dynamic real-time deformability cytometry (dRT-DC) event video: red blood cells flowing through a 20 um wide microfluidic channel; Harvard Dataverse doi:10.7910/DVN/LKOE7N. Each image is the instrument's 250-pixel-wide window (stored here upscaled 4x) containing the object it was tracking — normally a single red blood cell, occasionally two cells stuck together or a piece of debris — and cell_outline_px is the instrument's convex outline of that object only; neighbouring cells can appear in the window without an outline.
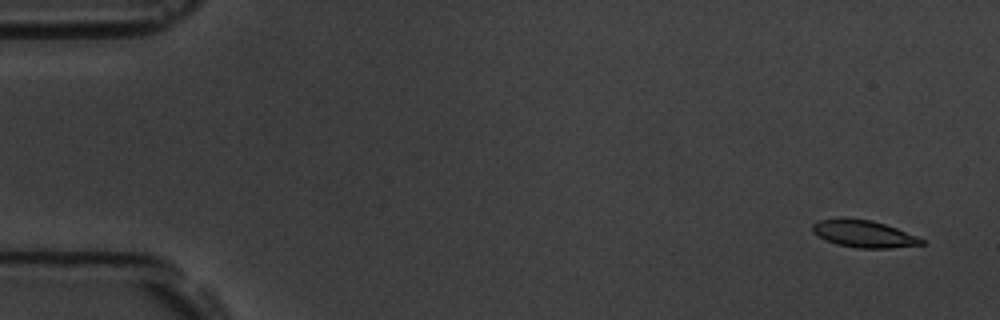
{"species": "common noctule bat (a hibernating species)", "species_latin": "Nyctalus noctula", "temperature_condition": "room temperature", "stored_images_in_passage": 15, "camera_frame_rate_fps": 3000, "um_per_image_px": 0.085, "animal": {"sex": "male", "body_mass_g": 19.5, "forearm_length_mm": 54.6}, "frame": {"image": 1, "passage_image": 1, "time_ms": 0.0, "image_size_px": [1000, 320], "cell_outline_px": [[924, 244], [892, 248], [856, 248], [836, 244], [824, 240], [812, 232], [812, 224], [820, 220], [872, 220], [896, 228], [916, 236], [924, 240]], "centroid_in_image_um": [73.42, 19.91], "position_along_channel_um": 11.6, "area_um2": 16.76}}
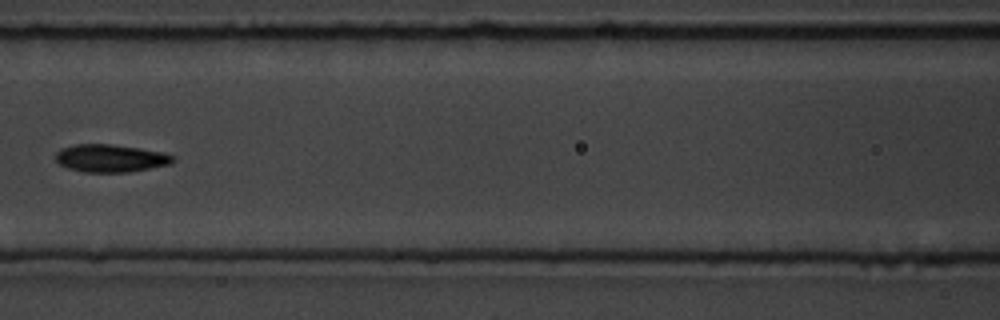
{"frame": {"image": 2, "passage_image": 7, "time_ms": 7.667, "image_size_px": [1000, 320], "cell_outline_px": [[176, 160], [172, 164], [128, 172], [84, 172], [68, 168], [60, 164], [56, 160], [56, 152], [60, 148], [76, 144], [112, 144], [140, 148], [160, 152], [172, 156]], "centroid_in_image_um": [9.38, 13.45], "position_along_channel_um": 157.2, "area_um2": 18.9}}
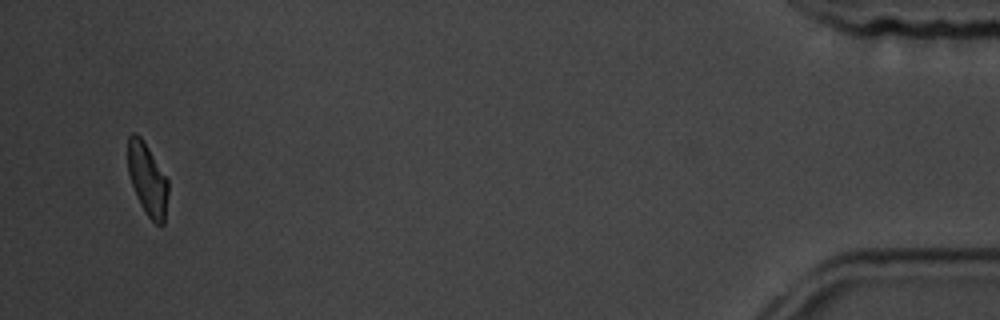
{"frame": {"image": 3, "passage_image": 15, "time_ms": 17.333, "image_size_px": [1000, 320], "cell_outline_px": [[168, 192], [164, 224], [156, 224], [148, 216], [140, 204], [136, 196], [128, 172], [128, 136], [132, 132], [136, 132], [140, 136], [148, 148], [168, 180]], "centroid_in_image_um": [12.52, 15.24], "position_along_channel_um": 422.7, "area_um2": 16.76}, "authors_computed_cell_mechanics": {"area_um2": 18.0914, "velocity_mm_per_s": 3.5985, "shape_relaxation_time_tau1_ms": 3.8273, "shape_relaxation_time_tau2_ms": 3.3518, "deformation_change_tau1": 0.1101, "deformation_change_tau2": 0.0814}}